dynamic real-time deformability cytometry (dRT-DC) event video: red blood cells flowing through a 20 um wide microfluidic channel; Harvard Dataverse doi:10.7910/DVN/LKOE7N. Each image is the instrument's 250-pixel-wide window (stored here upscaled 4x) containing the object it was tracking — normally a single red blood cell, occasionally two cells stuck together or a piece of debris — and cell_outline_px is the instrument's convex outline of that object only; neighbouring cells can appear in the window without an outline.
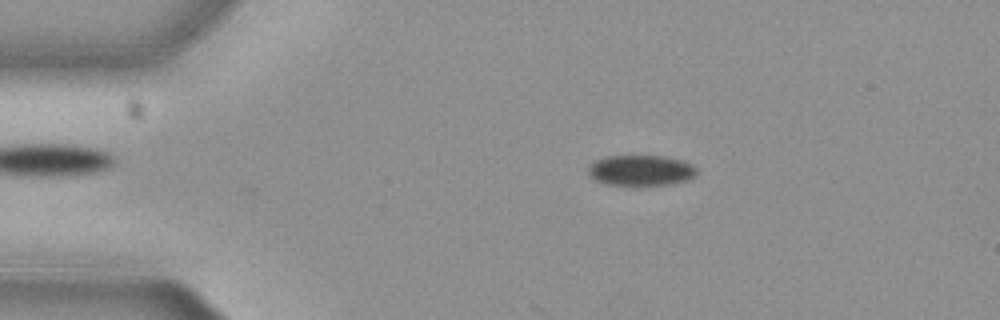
{"species": "common noctule bat (a hibernating species)", "species_latin": "Nyctalus noctula", "temperature_condition": "cold", "stored_images_in_passage": 18, "camera_frame_rate_fps": 3000, "um_per_image_px": 0.085, "animal": {"sex": "female", "body_mass_g": 29.2, "forearm_length_mm": 56.3}, "frame": {"image": 1, "passage_image": 9, "time_ms": 2.667, "image_size_px": [1000, 320], "cell_outline_px": [[696, 176], [688, 180], [668, 184], [604, 184], [588, 176], [588, 164], [604, 156], [664, 156], [684, 160], [692, 164], [696, 168]], "centroid_in_image_um": [54.46, 14.46], "position_along_channel_um": 30.5, "area_um2": 19.36}}
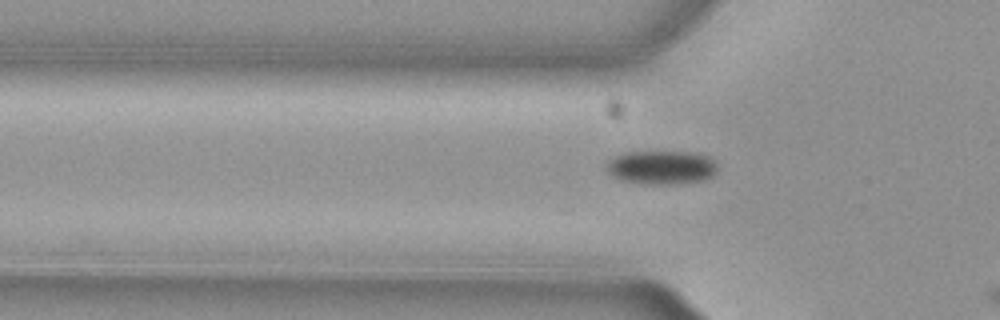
{"frame": {"image": 2, "passage_image": 16, "time_ms": 5.0, "image_size_px": [1000, 320], "cell_outline_px": [[716, 172], [712, 176], [704, 180], [676, 184], [644, 184], [620, 180], [612, 176], [608, 172], [608, 160], [624, 152], [696, 152], [708, 156], [716, 164]], "centroid_in_image_um": [56.23, 14.23], "position_along_channel_um": 69.6, "area_um2": 21.85}}